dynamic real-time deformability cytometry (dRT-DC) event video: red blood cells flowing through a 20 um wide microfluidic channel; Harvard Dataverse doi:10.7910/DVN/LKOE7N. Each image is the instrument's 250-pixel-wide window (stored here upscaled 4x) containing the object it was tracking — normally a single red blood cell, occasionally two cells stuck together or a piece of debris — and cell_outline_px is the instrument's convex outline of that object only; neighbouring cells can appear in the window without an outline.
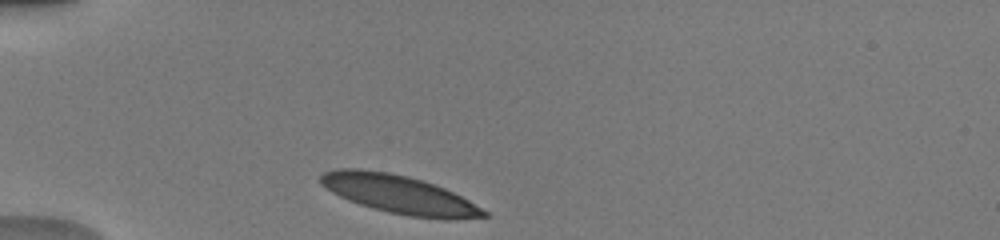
{"species": "human", "species_latin": "Homo sapiens", "temperature_condition": "warm", "stored_images_in_passage": 43, "camera_frame_rate_fps": 3000, "um_per_image_px": 0.085, "donor": {"sex": "male"}, "frame": {"image": 1, "passage_image": 1, "time_ms": 0.0, "image_size_px": [1000, 240], "cell_outline_px": [[488, 216], [448, 220], [444, 220], [408, 216], [388, 212], [372, 208], [348, 200], [332, 192], [320, 184], [320, 176], [324, 172], [336, 168], [360, 168], [388, 172], [408, 176], [444, 188], [468, 200], [488, 212]], "centroid_in_image_um": [33.9, 16.52], "position_along_channel_um": 51.1, "area_um2": 36.41}}
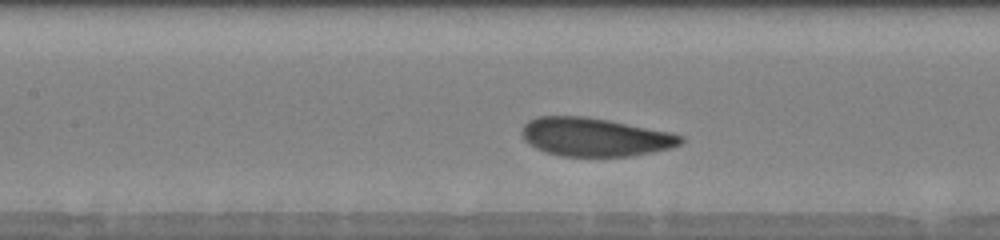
{"frame": {"image": 2, "passage_image": 10, "time_ms": 3.333, "image_size_px": [1000, 240], "cell_outline_px": [[684, 140], [680, 144], [672, 148], [632, 156], [560, 156], [544, 152], [536, 148], [524, 140], [524, 124], [528, 120], [536, 116], [588, 116], [672, 132], [684, 136]], "centroid_in_image_um": [50.6, 11.64], "position_along_channel_um": 156.8, "area_um2": 35.78}}
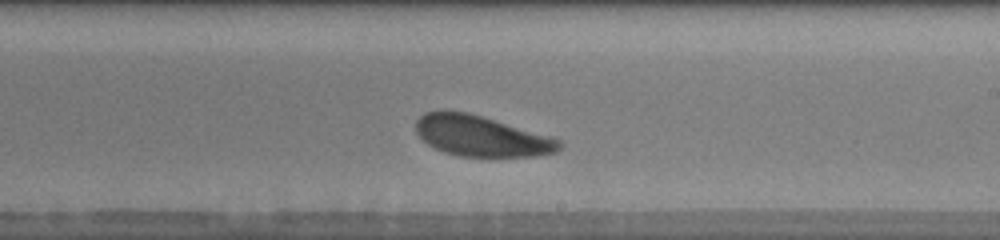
{"frame": {"image": 3, "passage_image": 20, "time_ms": 5.667, "image_size_px": [1000, 240], "cell_outline_px": [[560, 148], [556, 152], [536, 156], [496, 160], [460, 156], [444, 152], [428, 144], [416, 132], [416, 120], [424, 112], [468, 112], [552, 136], [560, 140]], "centroid_in_image_um": [40.98, 11.62], "position_along_channel_um": 248.0, "area_um2": 34.68}, "authors_computed_cell_mechanics": {"area_um2": 35.258, "velocity_mm_per_s": 3.918, "shape_relaxation_time_tau1_ms": 1.9751, "shape_relaxation_time_tau2_ms": null, "deformation_change_tau1": 0.0939, "deformation_change_tau2": null}}